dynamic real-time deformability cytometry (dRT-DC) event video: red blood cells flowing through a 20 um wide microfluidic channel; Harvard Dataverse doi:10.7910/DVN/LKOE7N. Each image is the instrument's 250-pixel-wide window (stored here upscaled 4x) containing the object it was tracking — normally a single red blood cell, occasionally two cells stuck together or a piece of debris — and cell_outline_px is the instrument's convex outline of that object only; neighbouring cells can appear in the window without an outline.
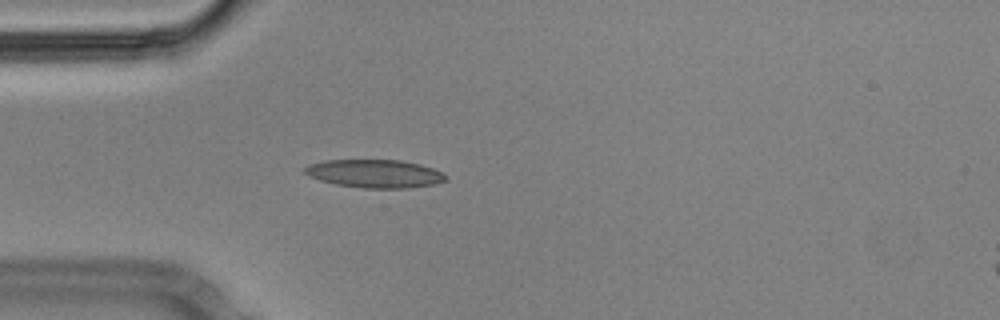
{"species": "Egyptian fruit bat (a non-hibernating species)", "species_latin": "Rousettus aegyptiacus", "temperature_condition": "cold", "stored_images_in_passage": 41, "camera_frame_rate_fps": 3000, "um_per_image_px": 0.085, "animal": {"sex": "male"}, "frame": {"image": 1, "passage_image": 1, "time_ms": 0.0, "image_size_px": [1000, 320], "cell_outline_px": [[448, 180], [436, 184], [408, 188], [364, 188], [336, 184], [320, 180], [308, 176], [304, 172], [304, 168], [308, 164], [324, 160], [400, 160], [420, 164], [432, 168], [448, 176]], "centroid_in_image_um": [31.86, 14.76], "position_along_channel_um": 53.1, "area_um2": 23.24}}
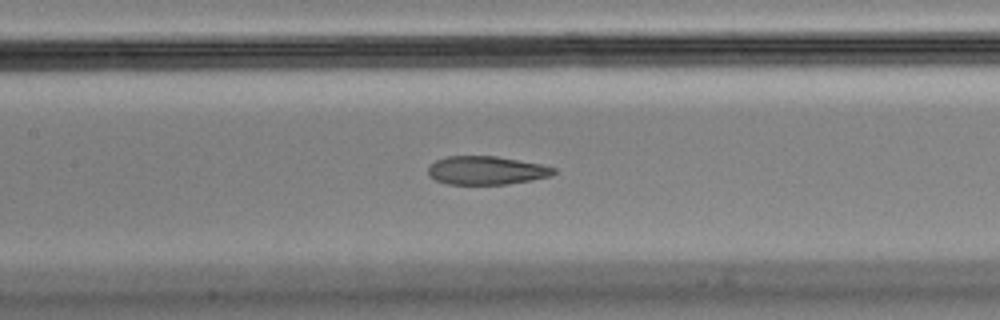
{"frame": {"image": 2, "passage_image": 11, "time_ms": 3.333, "image_size_px": [1000, 320], "cell_outline_px": [[556, 172], [552, 176], [532, 180], [508, 184], [448, 184], [436, 180], [428, 176], [428, 168], [436, 160], [448, 156], [496, 156], [540, 164], [556, 168]], "centroid_in_image_um": [41.35, 14.49], "position_along_channel_um": 166.0, "area_um2": 20.81}}
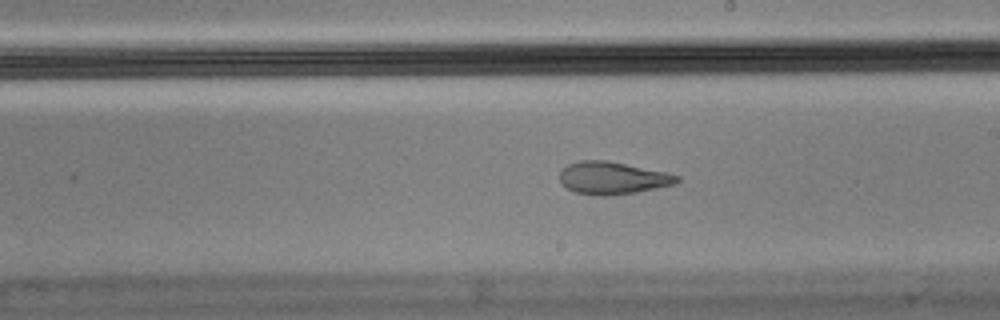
{"frame": {"image": 3, "passage_image": 17, "time_ms": 5.333, "image_size_px": [1000, 320], "cell_outline_px": [[680, 180], [676, 184], [636, 192], [608, 196], [600, 196], [576, 192], [568, 188], [560, 180], [560, 172], [568, 164], [580, 160], [608, 160], [668, 172], [680, 176]], "centroid_in_image_um": [52.12, 15.12], "position_along_channel_um": 236.9, "area_um2": 22.25}, "authors_computed_cell_mechanics": {"area_um2": 23.7558, "velocity_mm_per_s": 3.5594, "shape_relaxation_time_tau1_ms": null, "shape_relaxation_time_tau2_ms": 2.0839, "deformation_change_tau1": null, "deformation_change_tau2": 0.0817}}